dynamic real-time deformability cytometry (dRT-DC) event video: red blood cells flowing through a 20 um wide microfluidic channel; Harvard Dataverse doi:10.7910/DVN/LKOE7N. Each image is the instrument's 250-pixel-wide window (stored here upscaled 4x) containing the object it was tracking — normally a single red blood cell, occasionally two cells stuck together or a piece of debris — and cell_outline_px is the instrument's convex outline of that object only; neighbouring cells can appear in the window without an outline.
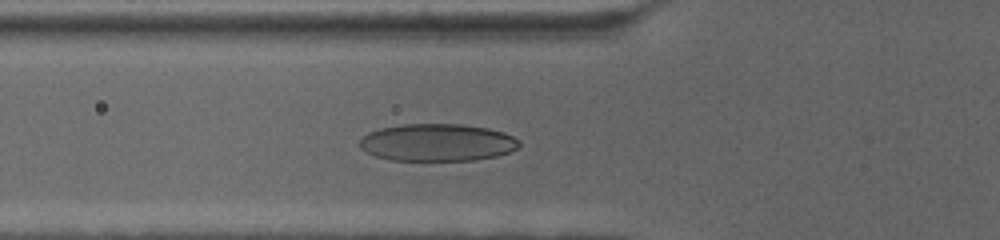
{"species": "human", "species_latin": "Homo sapiens", "temperature_condition": "cold", "stored_images_in_passage": 68, "camera_frame_rate_fps": 3000, "um_per_image_px": 0.085, "donor": {"sex": "female"}, "frame": {"image": 1, "passage_image": 25, "time_ms": 8.0, "image_size_px": [1000, 240], "cell_outline_px": [[520, 144], [516, 148], [508, 152], [496, 156], [472, 160], [388, 160], [376, 156], [360, 148], [360, 140], [368, 132], [380, 128], [404, 124], [464, 124], [488, 128], [504, 132], [520, 140]], "centroid_in_image_um": [37.17, 12.1], "position_along_channel_um": 88.6, "area_um2": 34.68}}
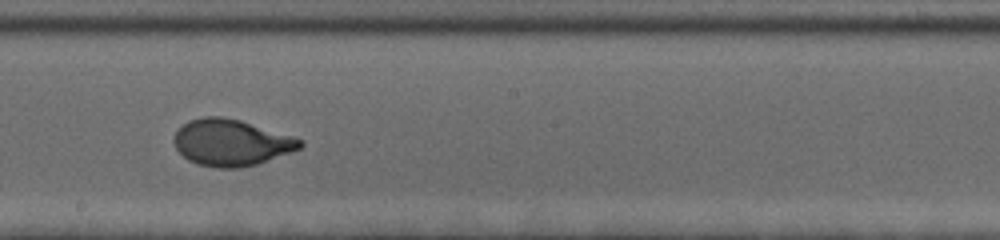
{"frame": {"image": 2, "passage_image": 39, "time_ms": 12.667, "image_size_px": [1000, 240], "cell_outline_px": [[304, 144], [300, 148], [292, 152], [256, 164], [240, 168], [216, 168], [196, 164], [188, 160], [176, 148], [172, 140], [176, 132], [188, 120], [204, 116], [220, 116], [240, 120], [292, 136], [304, 140]], "centroid_in_image_um": [19.64, 12.12], "position_along_channel_um": 228.6, "area_um2": 34.16}}
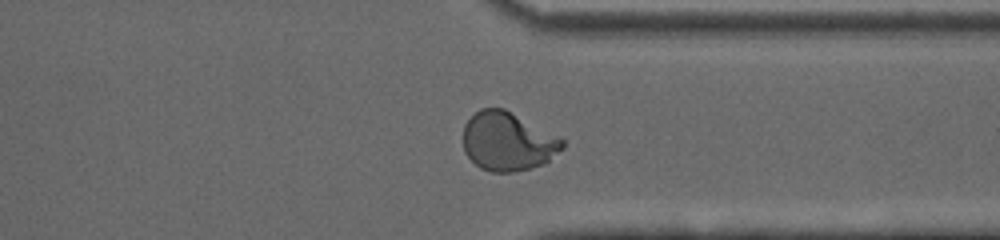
{"frame": {"image": 3, "passage_image": 53, "time_ms": 17.333, "image_size_px": [1000, 240], "cell_outline_px": [[564, 148], [544, 164], [512, 172], [492, 172], [480, 168], [464, 152], [464, 124], [480, 108], [504, 108], [564, 140]], "centroid_in_image_um": [43.15, 12.03], "position_along_channel_um": 368.3, "area_um2": 33.58}}